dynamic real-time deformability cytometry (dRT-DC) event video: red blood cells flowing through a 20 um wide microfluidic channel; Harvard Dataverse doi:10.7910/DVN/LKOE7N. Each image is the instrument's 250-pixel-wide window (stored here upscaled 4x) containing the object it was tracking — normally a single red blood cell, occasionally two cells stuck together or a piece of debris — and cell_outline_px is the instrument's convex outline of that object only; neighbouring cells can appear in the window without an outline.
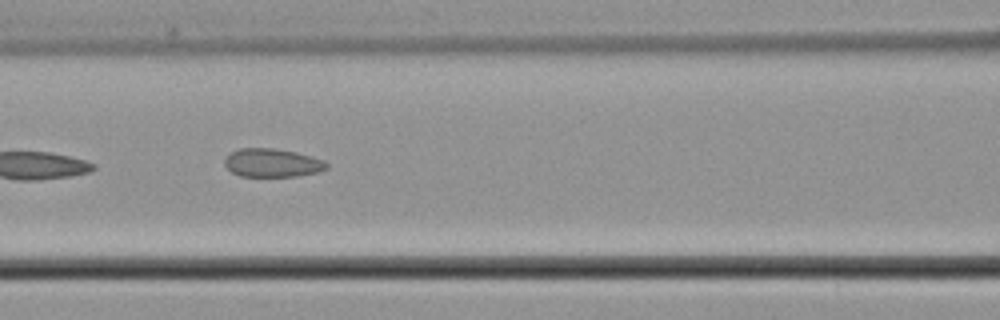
{"species": "common noctule bat (a hibernating species)", "species_latin": "Nyctalus noctula", "temperature_condition": "cold", "stored_images_in_passage": 6, "camera_frame_rate_fps": 3000, "um_per_image_px": 0.085, "animal": {"sex": "male", "body_mass_g": 21.5, "forearm_length_mm": 52.0}, "frame": {"image": 1, "passage_image": 5, "time_ms": 5.0, "image_size_px": [1000, 320], "cell_outline_px": [[328, 168], [320, 172], [296, 176], [240, 176], [232, 172], [224, 164], [224, 160], [232, 152], [240, 148], [276, 148], [296, 152], [324, 160], [328, 164]], "centroid_in_image_um": [23.17, 13.84], "position_along_channel_um": 143.4, "area_um2": 16.88}}
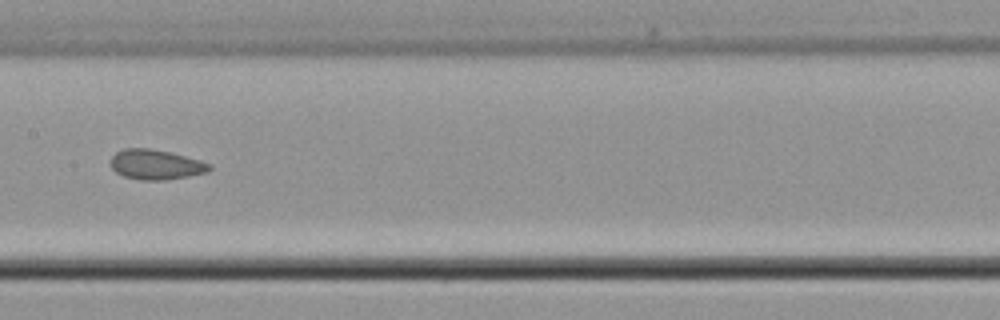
{"frame": {"image": 2, "passage_image": 6, "time_ms": 6.333, "image_size_px": [1000, 320], "cell_outline_px": [[212, 168], [208, 172], [188, 176], [164, 180], [140, 180], [124, 176], [116, 172], [112, 168], [112, 156], [116, 152], [124, 148], [148, 148], [168, 152], [200, 160], [212, 164]], "centroid_in_image_um": [13.26, 13.99], "position_along_channel_um": 194.1, "area_um2": 17.11}}